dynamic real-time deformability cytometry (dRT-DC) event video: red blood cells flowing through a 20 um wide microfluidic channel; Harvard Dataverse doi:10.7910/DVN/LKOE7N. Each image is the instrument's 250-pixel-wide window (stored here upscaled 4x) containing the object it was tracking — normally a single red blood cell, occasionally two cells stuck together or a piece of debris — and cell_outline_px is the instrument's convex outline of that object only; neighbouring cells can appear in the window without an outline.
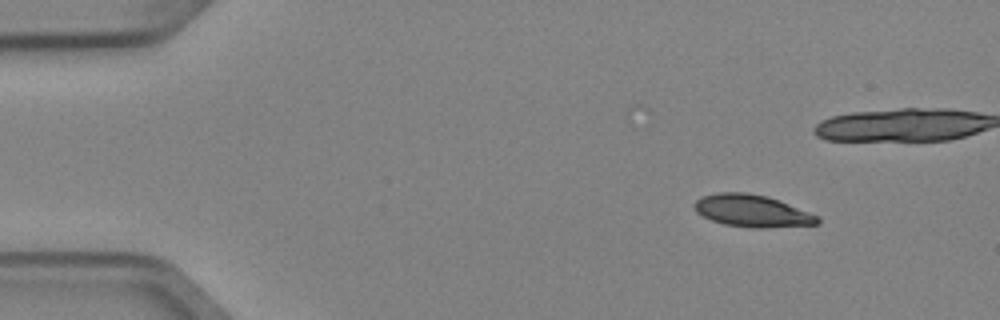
{"species": "Egyptian fruit bat (a non-hibernating species)", "species_latin": "Rousettus aegyptiacus", "temperature_condition": "cold", "stored_images_in_passage": 5, "camera_frame_rate_fps": 3000, "um_per_image_px": 0.085, "animal": {"sex": "female"}, "frame": {"image": 1, "passage_image": 1, "time_ms": 0.0, "image_size_px": [1000, 320], "cell_outline_px": [[820, 224], [768, 228], [752, 228], [724, 224], [712, 220], [696, 212], [692, 204], [696, 200], [704, 196], [720, 192], [748, 192], [764, 196], [788, 204], [820, 216]], "centroid_in_image_um": [63.94, 17.94], "position_along_channel_um": 21.1, "area_um2": 23.0}}